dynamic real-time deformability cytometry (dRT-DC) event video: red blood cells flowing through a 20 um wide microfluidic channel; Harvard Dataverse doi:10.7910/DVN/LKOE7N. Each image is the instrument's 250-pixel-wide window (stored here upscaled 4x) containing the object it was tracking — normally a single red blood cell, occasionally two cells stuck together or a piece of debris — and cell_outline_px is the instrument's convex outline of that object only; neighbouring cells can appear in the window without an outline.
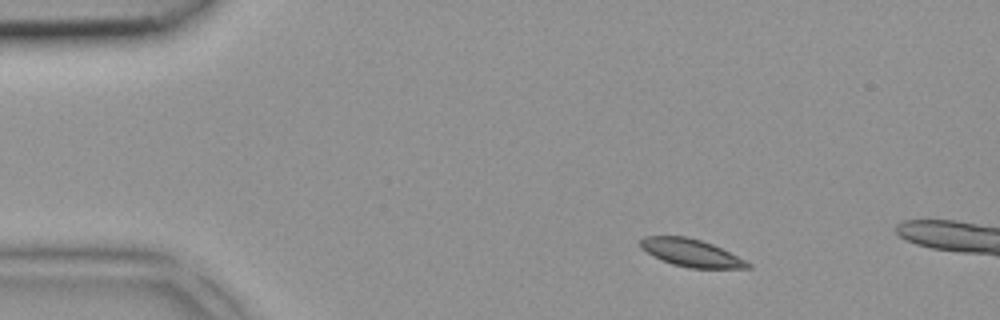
{"species": "common noctule bat (a hibernating species)", "species_latin": "Nyctalus noctula", "temperature_condition": "room temperature", "stored_images_in_passage": 2, "camera_frame_rate_fps": 3000, "um_per_image_px": 0.085, "animal": {"sex": "female", "body_mass_g": 18.4}, "frame": {"image": 1, "passage_image": 1, "time_ms": 0.0, "image_size_px": [1000, 320], "cell_outline_px": [[752, 268], [688, 268], [672, 264], [640, 248], [640, 240], [644, 236], [684, 236], [700, 240], [712, 244], [752, 264]], "centroid_in_image_um": [58.74, 21.49], "position_along_channel_um": 26.3, "area_um2": 16.88}}